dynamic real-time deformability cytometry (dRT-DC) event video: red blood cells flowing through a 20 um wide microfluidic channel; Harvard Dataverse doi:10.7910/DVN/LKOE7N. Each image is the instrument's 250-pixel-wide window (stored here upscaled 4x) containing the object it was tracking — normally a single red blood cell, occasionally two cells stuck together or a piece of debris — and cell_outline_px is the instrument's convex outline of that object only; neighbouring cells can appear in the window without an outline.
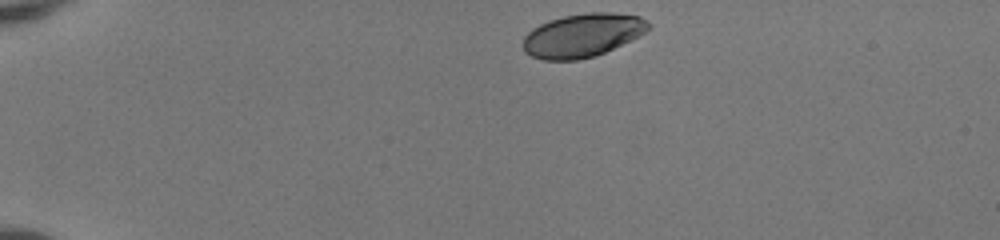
{"species": "human", "species_latin": "Homo sapiens", "temperature_condition": "room temperature", "stored_images_in_passage": 41, "camera_frame_rate_fps": 3000, "um_per_image_px": 0.085, "donor": {"sex": "female"}, "frame": {"image": 1, "passage_image": 1, "time_ms": 0.0, "image_size_px": [1000, 240], "cell_outline_px": [[652, 24], [644, 32], [596, 56], [576, 60], [544, 60], [532, 56], [524, 52], [524, 36], [532, 28], [548, 20], [564, 16], [588, 12], [612, 12], [640, 16], [648, 20]], "centroid_in_image_um": [49.49, 2.98], "position_along_channel_um": 35.5, "area_um2": 31.56}}
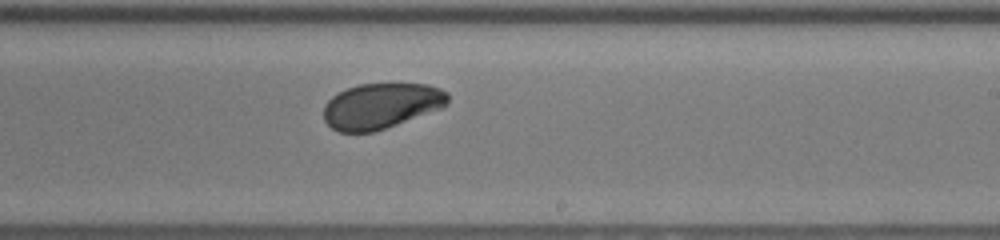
{"frame": {"image": 2, "passage_image": 23, "time_ms": 7.333, "image_size_px": [1000, 240], "cell_outline_px": [[448, 104], [440, 108], [384, 128], [372, 132], [340, 132], [332, 128], [324, 120], [324, 104], [332, 96], [348, 88], [360, 84], [428, 84], [440, 88], [448, 92]], "centroid_in_image_um": [32.38, 8.99], "position_along_channel_um": 256.6, "area_um2": 32.54}}
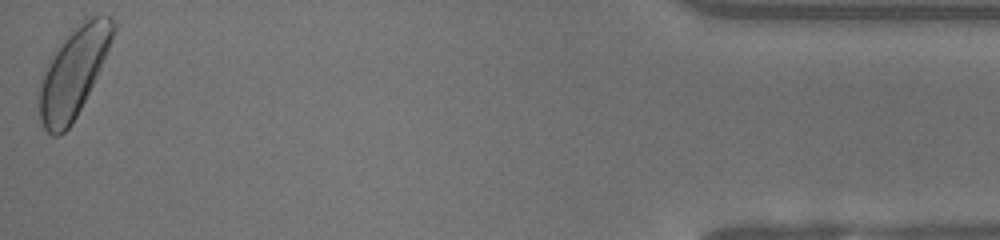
{"frame": {"image": 3, "passage_image": 41, "time_ms": 13.333, "image_size_px": [1000, 240], "cell_outline_px": [[116, 28], [104, 60], [72, 124], [60, 136], [52, 136], [44, 128], [40, 120], [40, 84], [48, 60], [64, 40], [84, 16], [108, 16], [116, 24]], "centroid_in_image_um": [6.25, 6.14], "position_along_channel_um": 429.0, "area_um2": 37.51}, "authors_computed_cell_mechanics": {"area_um2": 33.8708, "velocity_mm_per_s": 4.0776, "shape_relaxation_time_tau1_ms": 2.0599, "shape_relaxation_time_tau2_ms": null, "deformation_change_tau1": 0.0906, "deformation_change_tau2": null}}